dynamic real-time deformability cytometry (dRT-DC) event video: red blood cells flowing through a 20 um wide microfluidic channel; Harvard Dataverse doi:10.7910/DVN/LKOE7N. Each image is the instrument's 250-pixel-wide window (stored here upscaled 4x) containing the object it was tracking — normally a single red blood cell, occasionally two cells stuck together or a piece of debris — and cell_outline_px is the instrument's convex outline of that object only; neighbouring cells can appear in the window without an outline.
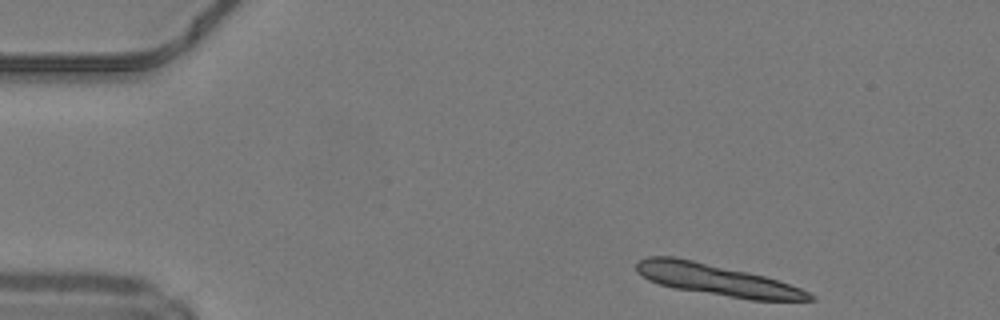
{"species": "common noctule bat (a hibernating species)", "species_latin": "Nyctalus noctula", "temperature_condition": "warm", "stored_images_in_passage": 7, "camera_frame_rate_fps": 3000, "um_per_image_px": 0.085, "animal": {"sex": "male", "body_mass_g": 19.2, "forearm_length_mm": 51.8}, "frame": {"image": 1, "passage_image": 1, "time_ms": 0.0, "image_size_px": [1000, 320], "cell_outline_px": [[816, 300], [752, 300], [676, 288], [660, 284], [648, 280], [636, 272], [636, 264], [640, 260], [648, 256], [676, 256], [748, 272], [764, 276], [800, 288], [816, 296]], "centroid_in_image_um": [60.9, 23.78], "position_along_channel_um": 24.1, "area_um2": 31.21}}